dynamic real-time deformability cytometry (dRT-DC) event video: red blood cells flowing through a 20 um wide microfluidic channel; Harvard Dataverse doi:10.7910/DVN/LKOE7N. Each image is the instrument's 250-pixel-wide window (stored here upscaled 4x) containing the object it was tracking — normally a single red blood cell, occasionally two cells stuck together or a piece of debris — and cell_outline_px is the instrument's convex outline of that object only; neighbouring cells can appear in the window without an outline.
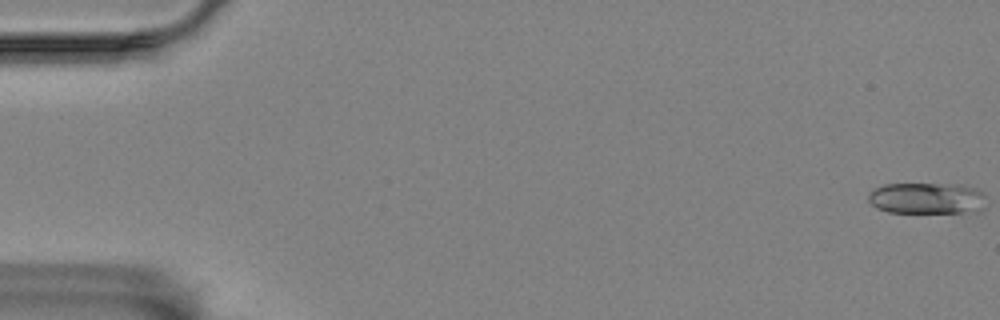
{"species": "Egyptian fruit bat (a non-hibernating species)", "species_latin": "Rousettus aegyptiacus", "temperature_condition": "room temperature", "stored_images_in_passage": 58, "camera_frame_rate_fps": 3000, "um_per_image_px": 0.085, "animal": {"sex": "female"}, "frame": {"image": 1, "passage_image": 1, "time_ms": 0.0, "image_size_px": [1000, 320], "cell_outline_px": [[984, 208], [980, 212], [888, 212], [876, 208], [868, 200], [868, 192], [884, 184], [936, 184], [972, 188], [984, 192]], "centroid_in_image_um": [78.75, 16.87], "position_along_channel_um": 6.3, "area_um2": 21.27}}
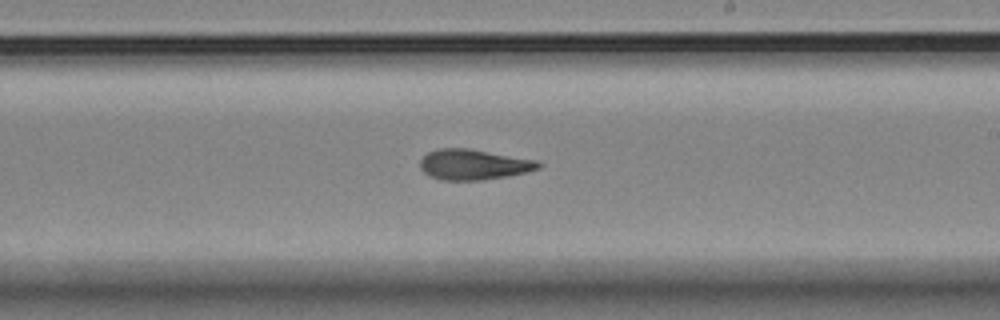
{"frame": {"image": 2, "passage_image": 34, "time_ms": 11.0, "image_size_px": [1000, 320], "cell_outline_px": [[544, 164], [540, 168], [508, 176], [480, 180], [440, 180], [428, 176], [420, 168], [420, 160], [428, 152], [440, 148], [468, 148], [536, 160]], "centroid_in_image_um": [40.23, 13.99], "position_along_channel_um": 248.8, "area_um2": 20.98}}
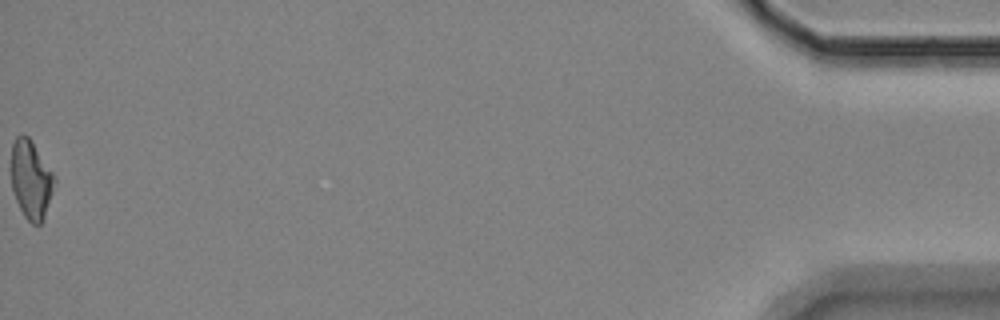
{"frame": {"image": 3, "passage_image": 58, "time_ms": 19.0, "image_size_px": [1000, 320], "cell_outline_px": [[56, 180], [44, 216], [40, 224], [32, 224], [24, 216], [16, 200], [12, 188], [12, 144], [16, 136], [28, 136], [32, 140], [52, 172]], "centroid_in_image_um": [2.63, 15.26], "position_along_channel_um": 432.6, "area_um2": 19.36}, "authors_computed_cell_mechanics": {"area_um2": 20.6924, "velocity_mm_per_s": 3.4932, "shape_relaxation_time_tau1_ms": 7.7298, "shape_relaxation_time_tau2_ms": 2.0515, "deformation_change_tau1": 0.2079, "deformation_change_tau2": 0.0965}}